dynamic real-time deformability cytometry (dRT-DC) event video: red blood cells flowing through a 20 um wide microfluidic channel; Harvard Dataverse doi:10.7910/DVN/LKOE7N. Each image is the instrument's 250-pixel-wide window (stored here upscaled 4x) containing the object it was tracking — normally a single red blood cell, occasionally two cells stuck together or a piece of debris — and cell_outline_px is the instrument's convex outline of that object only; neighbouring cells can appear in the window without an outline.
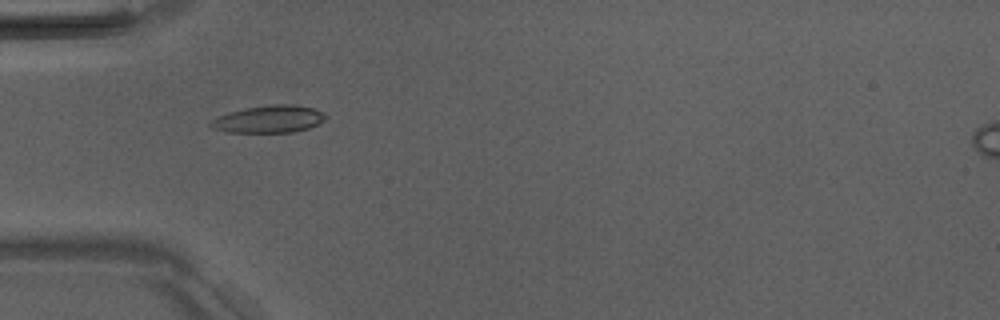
{"species": "Egyptian fruit bat (a non-hibernating species)", "species_latin": "Rousettus aegyptiacus", "temperature_condition": "room temperature", "stored_images_in_passage": 6, "camera_frame_rate_fps": 3000, "um_per_image_px": 0.085, "animal": {"sex": "male"}, "frame": {"image": 1, "passage_image": 3, "time_ms": 2.333, "image_size_px": [1000, 320], "cell_outline_px": [[328, 116], [324, 120], [308, 128], [292, 132], [228, 132], [212, 128], [208, 124], [212, 120], [220, 116], [244, 108], [276, 104], [292, 104], [312, 108], [324, 112]], "centroid_in_image_um": [22.88, 10.12], "position_along_channel_um": 62.1, "area_um2": 18.03}}
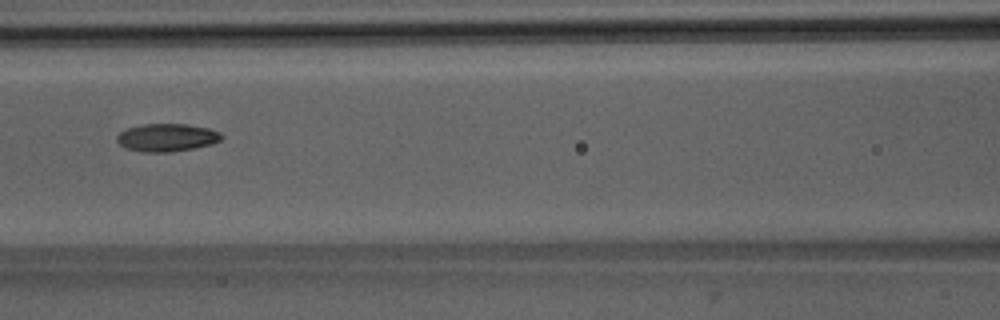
{"frame": {"image": 2, "passage_image": 5, "time_ms": 4.667, "image_size_px": [1000, 320], "cell_outline_px": [[224, 136], [220, 140], [212, 144], [192, 148], [168, 152], [144, 152], [128, 148], [120, 144], [116, 140], [116, 136], [120, 132], [128, 128], [144, 124], [184, 124], [208, 128], [220, 132]], "centroid_in_image_um": [14.19, 11.68], "position_along_channel_um": 152.4, "area_um2": 16.76}}